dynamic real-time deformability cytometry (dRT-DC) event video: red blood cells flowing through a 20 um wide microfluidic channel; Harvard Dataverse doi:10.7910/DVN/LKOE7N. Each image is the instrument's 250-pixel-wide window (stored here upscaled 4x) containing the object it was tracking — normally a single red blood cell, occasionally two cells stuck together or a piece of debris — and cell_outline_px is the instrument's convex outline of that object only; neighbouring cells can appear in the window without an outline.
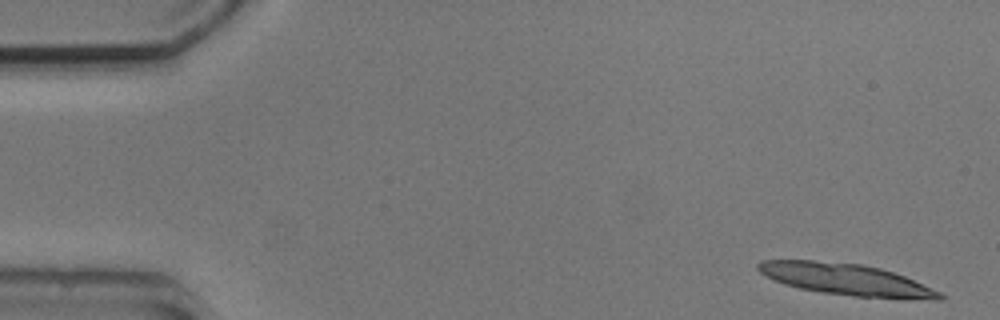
{"species": "common noctule bat (a hibernating species)", "species_latin": "Nyctalus noctula", "temperature_condition": "cold", "stored_images_in_passage": 10, "camera_frame_rate_fps": 3000, "um_per_image_px": 0.085, "animal": {"sex": "male", "body_mass_g": 20.5, "forearm_length_mm": 52.5}, "frame": {"image": 1, "passage_image": 1, "time_ms": 0.0, "image_size_px": [1000, 320], "cell_outline_px": [[944, 296], [940, 300], [936, 300], [856, 296], [820, 292], [800, 288], [784, 284], [760, 272], [756, 268], [756, 264], [760, 260], [812, 260], [864, 264], [880, 268], [904, 276], [940, 292]], "centroid_in_image_um": [71.9, 23.74], "position_along_channel_um": 13.1, "area_um2": 33.0}}